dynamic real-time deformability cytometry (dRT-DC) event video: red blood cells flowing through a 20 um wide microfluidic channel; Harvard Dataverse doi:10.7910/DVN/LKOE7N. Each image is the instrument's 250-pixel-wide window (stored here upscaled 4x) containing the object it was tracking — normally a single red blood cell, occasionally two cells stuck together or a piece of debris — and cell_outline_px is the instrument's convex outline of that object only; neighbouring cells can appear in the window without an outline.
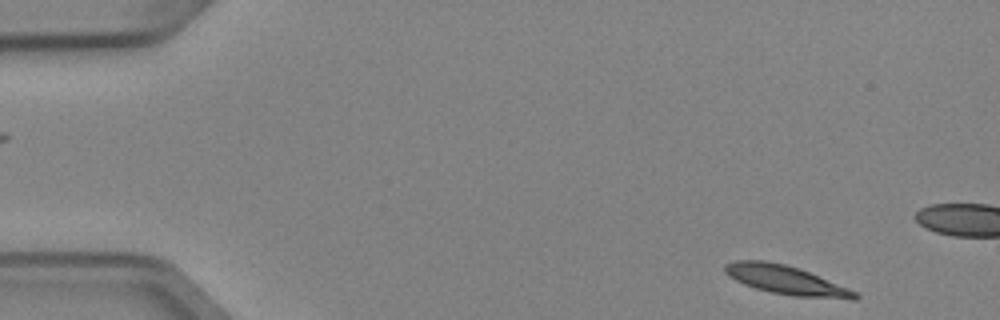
{"species": "Egyptian fruit bat (a non-hibernating species)", "species_latin": "Rousettus aegyptiacus", "temperature_condition": "cold", "stored_images_in_passage": 12, "camera_frame_rate_fps": 3000, "um_per_image_px": 0.085, "animal": {"sex": "female"}, "frame": {"image": 1, "passage_image": 1, "time_ms": 0.0, "image_size_px": [1000, 320], "cell_outline_px": [[860, 296], [856, 300], [852, 300], [796, 296], [772, 292], [756, 288], [744, 284], [728, 276], [724, 272], [724, 264], [736, 260], [764, 260], [784, 264], [800, 268], [848, 288], [856, 292]], "centroid_in_image_um": [66.82, 23.8], "position_along_channel_um": 18.2, "area_um2": 21.85}}